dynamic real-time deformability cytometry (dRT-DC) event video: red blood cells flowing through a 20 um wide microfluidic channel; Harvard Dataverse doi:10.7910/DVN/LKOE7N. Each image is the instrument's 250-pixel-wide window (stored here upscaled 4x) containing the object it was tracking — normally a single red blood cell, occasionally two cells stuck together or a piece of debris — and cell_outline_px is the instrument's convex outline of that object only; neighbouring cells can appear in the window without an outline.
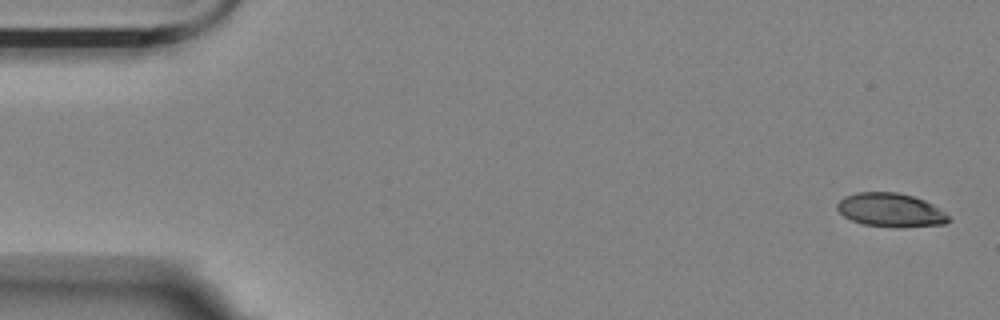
{"species": "Egyptian fruit bat (a non-hibernating species)", "species_latin": "Rousettus aegyptiacus", "temperature_condition": "room temperature", "stored_images_in_passage": 5, "camera_frame_rate_fps": 3000, "um_per_image_px": 0.085, "animal": {"sex": "female"}, "frame": {"image": 1, "passage_image": 1, "time_ms": 0.0, "image_size_px": [1000, 320], "cell_outline_px": [[952, 220], [944, 224], [864, 224], [852, 220], [844, 216], [836, 208], [836, 204], [844, 196], [856, 192], [896, 192], [912, 196], [924, 200], [932, 204], [944, 212]], "centroid_in_image_um": [75.64, 17.78], "position_along_channel_um": 9.4, "area_um2": 20.75}}